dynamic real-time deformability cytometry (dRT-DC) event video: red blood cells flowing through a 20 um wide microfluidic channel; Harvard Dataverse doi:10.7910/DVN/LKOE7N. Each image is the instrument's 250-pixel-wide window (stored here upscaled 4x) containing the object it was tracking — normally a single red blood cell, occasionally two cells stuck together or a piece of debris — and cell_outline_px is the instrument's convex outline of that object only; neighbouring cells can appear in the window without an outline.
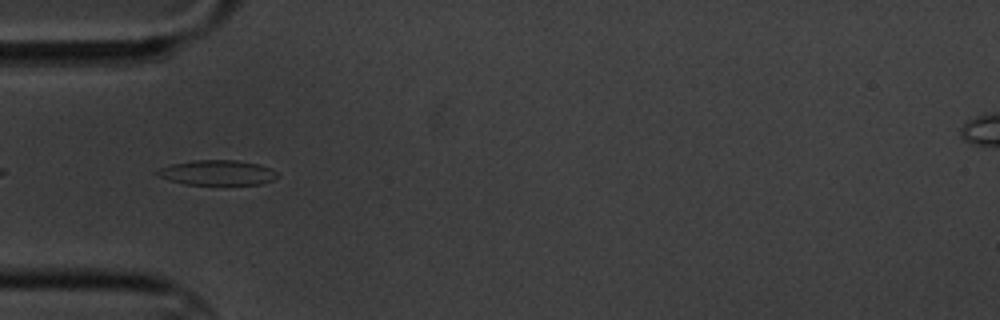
{"species": "common noctule bat (a hibernating species)", "species_latin": "Nyctalus noctula", "temperature_condition": "cold", "stored_images_in_passage": 5, "camera_frame_rate_fps": 3000, "um_per_image_px": 0.085, "animal": {"sex": "male", "body_mass_g": 20.1, "forearm_length_mm": 53.5}, "frame": {"image": 1, "passage_image": 5, "time_ms": 5.0, "image_size_px": [1000, 320], "cell_outline_px": [[276, 176], [272, 180], [260, 184], [184, 184], [156, 176], [152, 172], [160, 168], [172, 164], [192, 160], [236, 160], [260, 164], [276, 172]], "centroid_in_image_um": [18.39, 14.67], "position_along_channel_um": 66.6, "area_um2": 17.4}}